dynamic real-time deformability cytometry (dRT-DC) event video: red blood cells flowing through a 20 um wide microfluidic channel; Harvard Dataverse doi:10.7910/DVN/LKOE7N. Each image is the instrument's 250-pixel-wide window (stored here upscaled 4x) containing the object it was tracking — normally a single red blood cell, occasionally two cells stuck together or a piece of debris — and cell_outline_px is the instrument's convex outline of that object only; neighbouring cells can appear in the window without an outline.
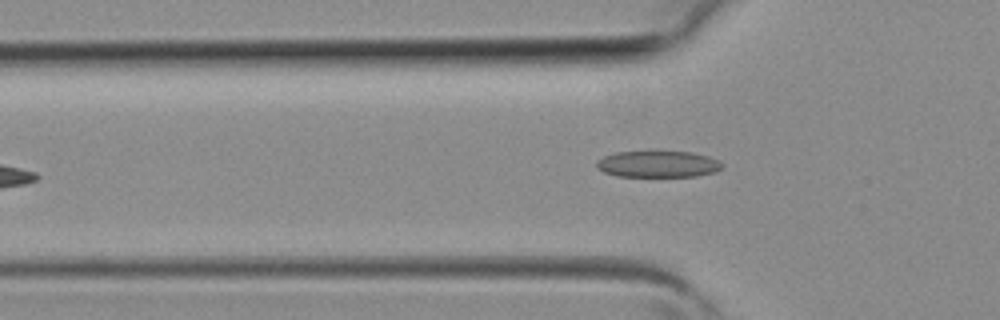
{"species": "common noctule bat (a hibernating species)", "species_latin": "Nyctalus noctula", "temperature_condition": "room temperature", "stored_images_in_passage": 6, "camera_frame_rate_fps": 3000, "um_per_image_px": 0.085, "animal": {"sex": "female", "body_mass_g": 19.3, "forearm_length_mm": 54.1}, "frame": {"image": 1, "passage_image": 6, "time_ms": 1.667, "image_size_px": [1000, 320], "cell_outline_px": [[724, 164], [720, 168], [712, 172], [696, 176], [616, 176], [604, 172], [596, 168], [596, 160], [604, 156], [616, 152], [692, 152], [708, 156], [720, 160]], "centroid_in_image_um": [55.9, 13.95], "position_along_channel_um": 69.9, "area_um2": 19.25}}